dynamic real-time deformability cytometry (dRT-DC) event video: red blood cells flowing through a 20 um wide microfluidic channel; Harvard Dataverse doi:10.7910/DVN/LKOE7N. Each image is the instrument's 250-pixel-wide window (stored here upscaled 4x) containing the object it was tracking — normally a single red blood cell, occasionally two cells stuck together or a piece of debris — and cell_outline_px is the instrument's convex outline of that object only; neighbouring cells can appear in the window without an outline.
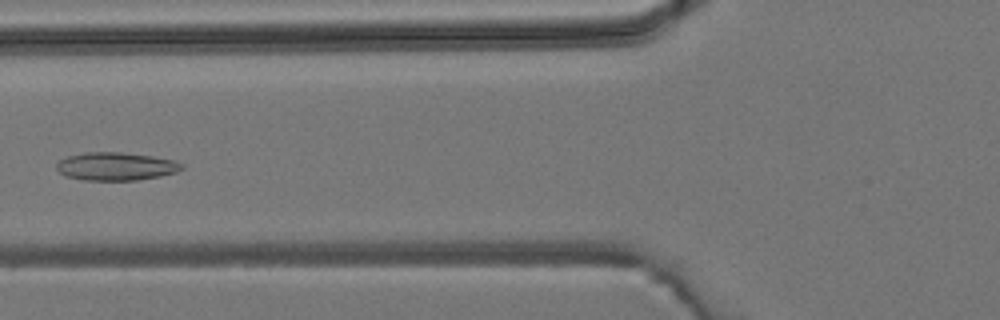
{"species": "common noctule bat (a hibernating species)", "species_latin": "Nyctalus noctula", "temperature_condition": "room temperature", "stored_images_in_passage": 6, "camera_frame_rate_fps": 3000, "um_per_image_px": 0.085, "animal": {"sex": "male", "body_mass_g": 19.2, "forearm_length_mm": 51.8}, "frame": {"image": 1, "passage_image": 6, "time_ms": 5.667, "image_size_px": [1000, 320], "cell_outline_px": [[184, 168], [176, 172], [160, 176], [136, 180], [84, 180], [64, 176], [56, 168], [56, 164], [60, 160], [68, 156], [84, 152], [120, 152], [152, 156], [172, 160], [184, 164]], "centroid_in_image_um": [9.84, 14.14], "position_along_channel_um": 116.0, "area_um2": 20.46}}